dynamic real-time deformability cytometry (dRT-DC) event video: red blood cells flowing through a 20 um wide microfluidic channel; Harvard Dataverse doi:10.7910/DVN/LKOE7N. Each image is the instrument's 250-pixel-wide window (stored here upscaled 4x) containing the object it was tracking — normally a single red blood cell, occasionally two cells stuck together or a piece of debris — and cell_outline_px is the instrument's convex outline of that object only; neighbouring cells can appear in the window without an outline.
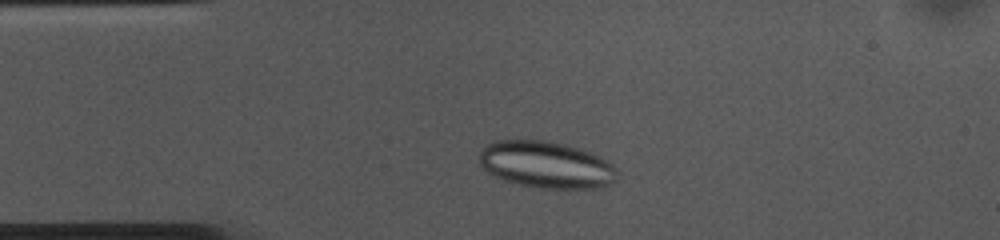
{"species": "common noctule bat (a hibernating species)", "species_latin": "Nyctalus noctula", "temperature_condition": "cold", "stored_images_in_passage": 40, "camera_frame_rate_fps": 3000, "um_per_image_px": 0.085, "animal": {"sex": "female", "body_mass_g": 10.0, "forearm_length_mm": 53.1}, "frame": {"image": 1, "passage_image": 7, "time_ms": 2.0, "image_size_px": [1000, 240], "cell_outline_px": [[616, 180], [612, 184], [596, 188], [540, 188], [520, 184], [504, 180], [488, 172], [480, 164], [480, 152], [488, 144], [496, 140], [548, 140], [564, 144], [588, 152], [608, 160], [616, 168]], "centroid_in_image_um": [46.44, 14.0], "position_along_channel_um": 38.6, "area_um2": 37.34}}
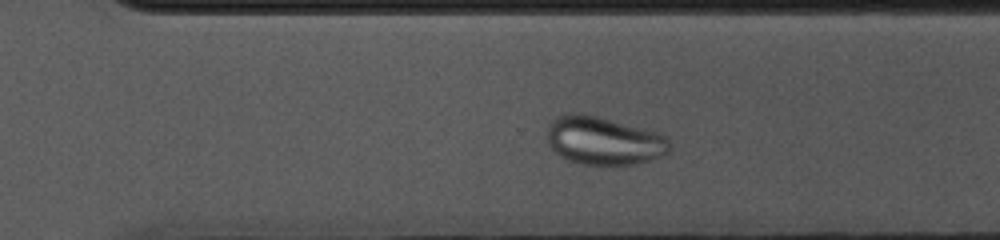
{"frame": {"image": 2, "passage_image": 32, "time_ms": 10.333, "image_size_px": [1000, 240], "cell_outline_px": [[672, 144], [668, 152], [660, 156], [636, 164], [580, 164], [568, 160], [560, 156], [552, 148], [548, 140], [548, 128], [552, 120], [556, 116], [568, 112], [580, 112], [596, 116], [656, 132], [664, 136]], "centroid_in_image_um": [51.29, 11.95], "position_along_channel_um": 319.3, "area_um2": 34.04}}
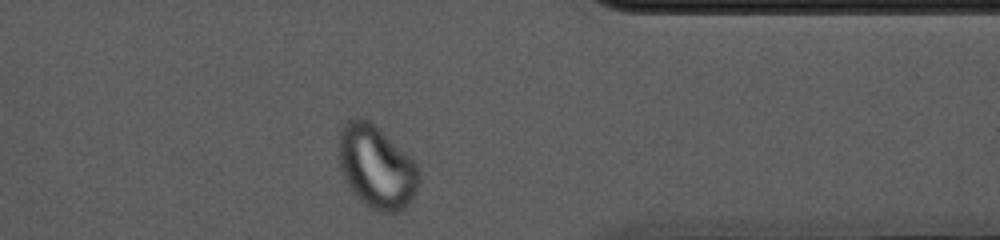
{"frame": {"image": 3, "passage_image": 38, "time_ms": 12.333, "image_size_px": [1000, 240], "cell_outline_px": [[420, 180], [416, 192], [412, 200], [404, 208], [396, 212], [380, 212], [372, 208], [360, 200], [356, 196], [348, 184], [340, 168], [336, 148], [340, 128], [348, 120], [356, 116], [360, 116], [368, 120], [412, 156], [420, 168]], "centroid_in_image_um": [32.0, 14.15], "position_along_channel_um": 379.4, "area_um2": 39.36}}